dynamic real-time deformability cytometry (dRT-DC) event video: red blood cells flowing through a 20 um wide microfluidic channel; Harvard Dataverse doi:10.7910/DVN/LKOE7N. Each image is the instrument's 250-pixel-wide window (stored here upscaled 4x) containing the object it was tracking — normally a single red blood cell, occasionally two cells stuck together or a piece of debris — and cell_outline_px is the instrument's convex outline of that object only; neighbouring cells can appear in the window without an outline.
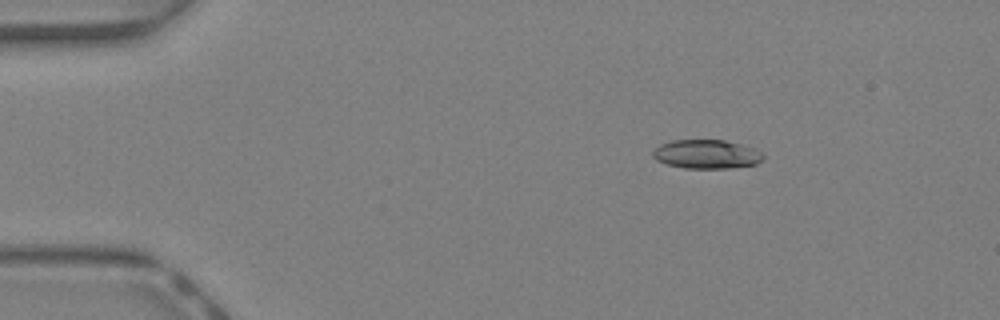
{"species": "Egyptian fruit bat (a non-hibernating species)", "species_latin": "Rousettus aegyptiacus", "temperature_condition": "warm", "stored_images_in_passage": 38, "camera_frame_rate_fps": 3000, "um_per_image_px": 0.085, "animal": {"sex": "female"}, "frame": {"image": 1, "passage_image": 1, "time_ms": 0.0, "image_size_px": [1000, 320], "cell_outline_px": [[764, 160], [756, 164], [728, 168], [684, 168], [668, 164], [656, 160], [652, 156], [652, 152], [660, 144], [672, 140], [724, 140], [756, 148], [764, 156]], "centroid_in_image_um": [60.07, 13.1], "position_along_channel_um": 24.9, "area_um2": 18.61}}
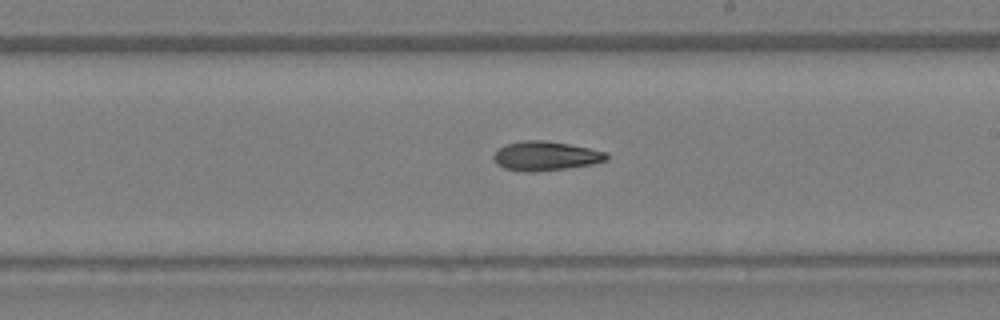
{"frame": {"image": 2, "passage_image": 20, "time_ms": 6.333, "image_size_px": [1000, 320], "cell_outline_px": [[608, 156], [604, 160], [592, 164], [568, 168], [532, 172], [528, 172], [504, 168], [496, 164], [492, 156], [496, 148], [508, 144], [524, 140], [544, 140], [568, 144], [608, 152]], "centroid_in_image_um": [46.33, 13.25], "position_along_channel_um": 242.7, "area_um2": 19.19}}
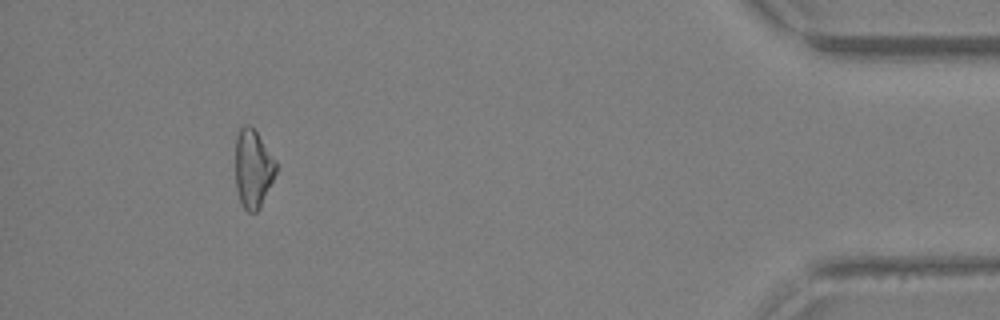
{"frame": {"image": 3, "passage_image": 35, "time_ms": 11.333, "image_size_px": [1000, 320], "cell_outline_px": [[276, 172], [260, 208], [256, 212], [248, 212], [244, 208], [240, 200], [236, 188], [236, 136], [240, 128], [244, 124], [248, 124], [256, 132], [276, 160]], "centroid_in_image_um": [21.5, 14.33], "position_along_channel_um": 413.7, "area_um2": 18.32}}